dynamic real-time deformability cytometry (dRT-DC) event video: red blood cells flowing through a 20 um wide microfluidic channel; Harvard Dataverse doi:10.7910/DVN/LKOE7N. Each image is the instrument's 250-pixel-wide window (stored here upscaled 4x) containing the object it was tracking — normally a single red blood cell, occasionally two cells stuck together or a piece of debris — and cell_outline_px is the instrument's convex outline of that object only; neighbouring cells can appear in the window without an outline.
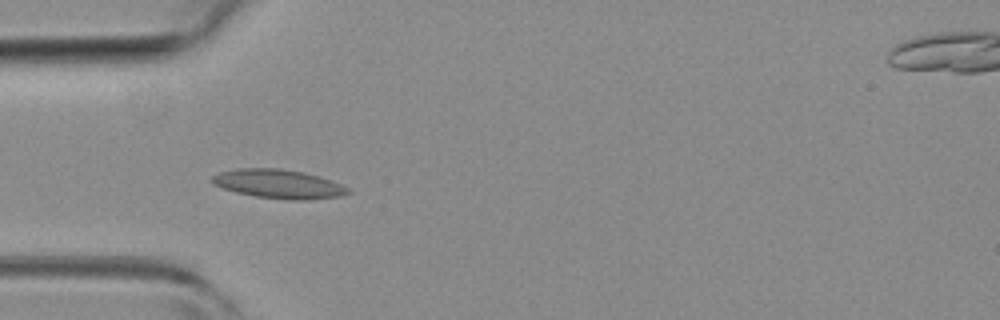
{"species": "common noctule bat (a hibernating species)", "species_latin": "Nyctalus noctula", "temperature_condition": "room temperature", "stored_images_in_passage": 48, "camera_frame_rate_fps": 3000, "um_per_image_px": 0.085, "animal": {"sex": "female", "body_mass_g": 19.3, "forearm_length_mm": 54.1}, "frame": {"image": 1, "passage_image": 14, "time_ms": 4.333, "image_size_px": [1000, 320], "cell_outline_px": [[352, 192], [344, 196], [304, 200], [292, 200], [256, 196], [236, 192], [212, 184], [208, 180], [212, 176], [220, 172], [236, 168], [280, 168], [304, 172], [320, 176], [340, 184], [348, 188]], "centroid_in_image_um": [23.68, 15.63], "position_along_channel_um": 61.3, "area_um2": 23.06}}
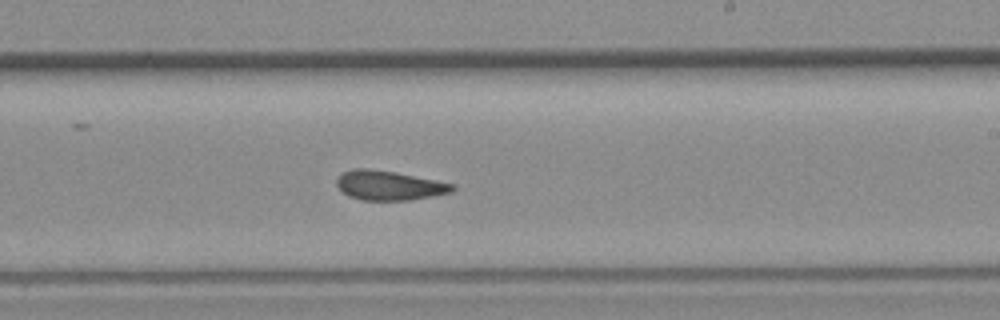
{"frame": {"image": 2, "passage_image": 28, "time_ms": 9.0, "image_size_px": [1000, 320], "cell_outline_px": [[456, 188], [452, 192], [432, 196], [408, 200], [364, 200], [348, 196], [336, 184], [336, 176], [352, 168], [368, 168], [396, 172], [456, 184]], "centroid_in_image_um": [33.08, 15.75], "position_along_channel_um": 255.9, "area_um2": 19.94}}
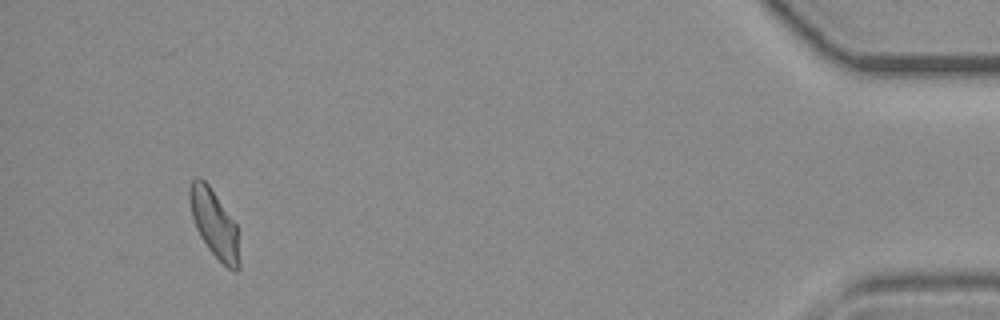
{"frame": {"image": 3, "passage_image": 45, "time_ms": 14.667, "image_size_px": [1000, 320], "cell_outline_px": [[240, 268], [236, 272], [232, 272], [208, 248], [200, 236], [196, 228], [192, 216], [188, 200], [188, 188], [192, 180], [196, 176], [200, 176], [208, 184], [236, 224], [240, 264]], "centroid_in_image_um": [18.2, 19.0], "position_along_channel_um": 417.0, "area_um2": 19.59}, "authors_computed_cell_mechanics": {"area_um2": 20.2011, "velocity_mm_per_s": 4.2064, "shape_relaxation_time_tau1_ms": 8.4336, "shape_relaxation_time_tau2_ms": 1.9143, "deformation_change_tau1": 0.1924, "deformation_change_tau2": 0.0848}}